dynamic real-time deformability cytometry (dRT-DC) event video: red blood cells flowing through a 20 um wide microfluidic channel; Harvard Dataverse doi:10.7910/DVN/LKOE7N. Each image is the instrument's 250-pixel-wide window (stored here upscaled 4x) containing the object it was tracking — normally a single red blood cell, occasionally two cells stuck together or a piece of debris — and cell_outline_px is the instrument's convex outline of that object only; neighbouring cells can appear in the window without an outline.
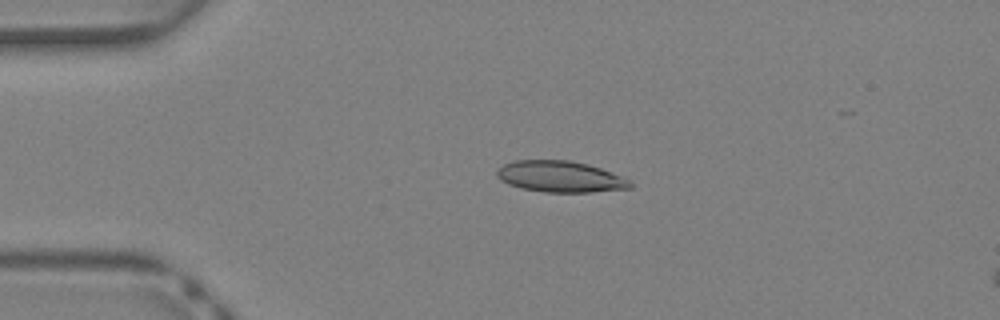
{"species": "Egyptian fruit bat (a non-hibernating species)", "species_latin": "Rousettus aegyptiacus", "temperature_condition": "warm", "stored_images_in_passage": 34, "camera_frame_rate_fps": 3000, "um_per_image_px": 0.085, "animal": {"sex": "female"}, "frame": {"image": 1, "passage_image": 2, "time_ms": 0.333, "image_size_px": [1000, 320], "cell_outline_px": [[632, 188], [592, 192], [544, 192], [520, 188], [508, 184], [500, 180], [496, 176], [496, 168], [504, 164], [516, 160], [568, 160], [588, 164], [600, 168], [620, 176], [628, 180], [632, 184]], "centroid_in_image_um": [47.57, 15.01], "position_along_channel_um": 37.4, "area_um2": 24.28}}
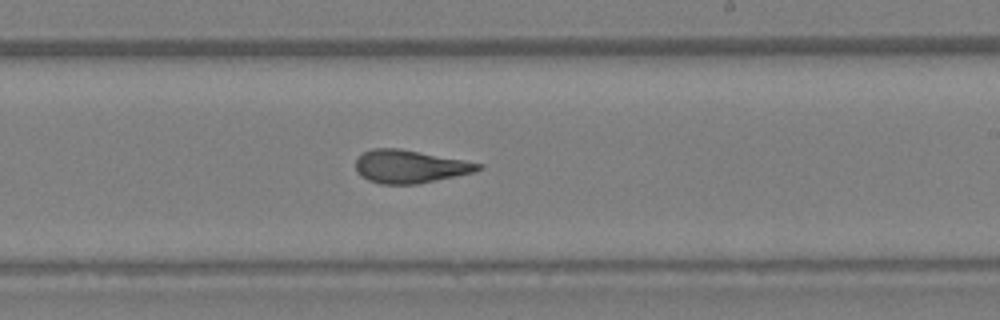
{"frame": {"image": 2, "passage_image": 17, "time_ms": 5.333, "image_size_px": [1000, 320], "cell_outline_px": [[484, 168], [472, 172], [416, 184], [380, 184], [368, 180], [360, 176], [356, 172], [356, 156], [372, 148], [400, 148], [464, 160], [484, 164]], "centroid_in_image_um": [34.79, 14.14], "position_along_channel_um": 254.2, "area_um2": 23.58}}
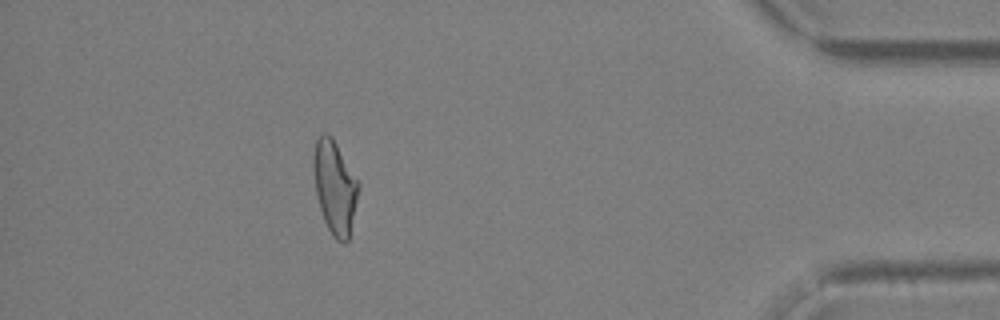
{"frame": {"image": 3, "passage_image": 29, "time_ms": 9.333, "image_size_px": [1000, 320], "cell_outline_px": [[360, 184], [348, 240], [344, 244], [336, 240], [332, 236], [324, 220], [320, 208], [316, 192], [312, 164], [312, 156], [316, 140], [324, 132], [328, 132], [332, 136], [360, 180]], "centroid_in_image_um": [28.46, 15.86], "position_along_channel_um": 406.7, "area_um2": 24.74}}